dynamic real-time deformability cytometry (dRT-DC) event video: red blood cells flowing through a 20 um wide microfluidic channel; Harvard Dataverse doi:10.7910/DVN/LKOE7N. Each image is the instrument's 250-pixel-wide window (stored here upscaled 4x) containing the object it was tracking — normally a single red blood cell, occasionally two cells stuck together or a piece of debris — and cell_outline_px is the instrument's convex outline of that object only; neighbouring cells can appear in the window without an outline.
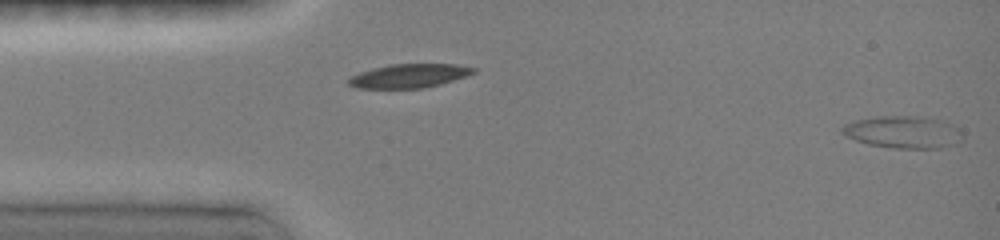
{"species": "common noctule bat (a hibernating species)", "species_latin": "Nyctalus noctula", "temperature_condition": "room temperature", "stored_images_in_passage": 5, "segment_of_instrument_passage": [2, 2], "camera_frame_rate_fps": 3000, "um_per_image_px": 0.085, "animal": {"sex": "female", "body_mass_g": 19.0, "forearm_length_mm": 51.5}, "frame": {"image": 1, "passage_image": 5, "time_ms": 2.0, "image_size_px": [1000, 240], "cell_outline_px": [[964, 140], [960, 144], [944, 148], [892, 148], [868, 144], [856, 140], [840, 132], [840, 128], [844, 124], [856, 120], [876, 116], [916, 116], [940, 120], [952, 124], [964, 136]], "centroid_in_image_um": [76.81, 11.24], "position_along_channel_um": 8.2, "area_um2": 22.83}}